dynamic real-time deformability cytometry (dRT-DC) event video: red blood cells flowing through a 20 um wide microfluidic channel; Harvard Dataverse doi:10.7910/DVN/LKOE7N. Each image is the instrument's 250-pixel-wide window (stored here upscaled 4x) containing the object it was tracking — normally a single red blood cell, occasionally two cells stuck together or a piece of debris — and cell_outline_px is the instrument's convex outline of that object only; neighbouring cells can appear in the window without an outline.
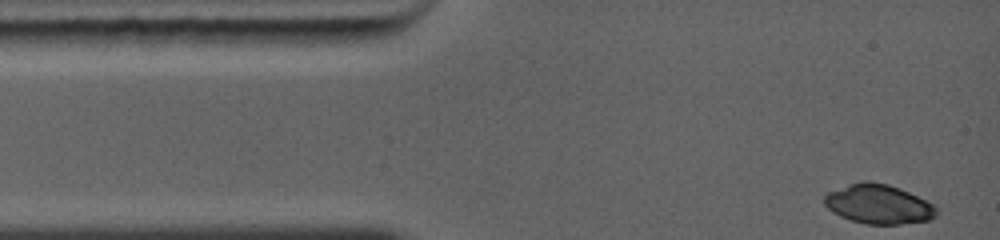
{"species": "common noctule bat (a hibernating species)", "species_latin": "Nyctalus noctula", "temperature_condition": "warm", "stored_images_in_passage": 4, "camera_frame_rate_fps": 5000, "um_per_image_px": 0.085, "animal": {"sex": "female", "body_mass_g": 19.0, "forearm_length_mm": 56.7}, "frame": {"image": 1, "passage_image": 1, "time_ms": 0.0, "image_size_px": [1000, 240], "cell_outline_px": [[936, 216], [928, 220], [900, 224], [864, 224], [840, 216], [832, 212], [824, 204], [824, 196], [828, 192], [848, 184], [860, 180], [868, 180], [888, 184], [900, 188], [932, 204], [936, 208]], "centroid_in_image_um": [74.63, 17.34], "position_along_channel_um": 10.4, "area_um2": 25.66}}